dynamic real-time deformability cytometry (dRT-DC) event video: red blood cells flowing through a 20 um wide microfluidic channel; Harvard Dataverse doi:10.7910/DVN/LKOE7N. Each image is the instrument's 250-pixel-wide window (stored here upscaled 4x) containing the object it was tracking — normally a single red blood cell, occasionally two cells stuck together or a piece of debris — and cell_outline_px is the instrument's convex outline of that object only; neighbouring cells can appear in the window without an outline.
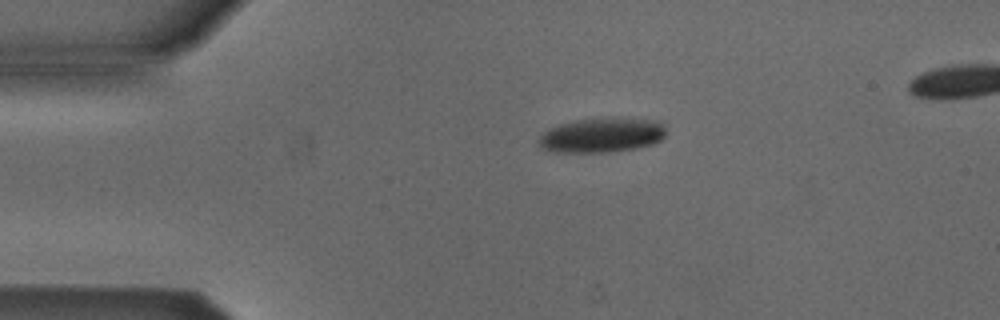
{"species": "Egyptian fruit bat (a non-hibernating species)", "species_latin": "Rousettus aegyptiacus", "temperature_condition": "cold", "stored_images_in_passage": 3, "camera_frame_rate_fps": 3000, "um_per_image_px": 0.085, "animal": {"sex": "male"}, "frame": {"image": 1, "passage_image": 1, "time_ms": 0.0, "image_size_px": [1000, 320], "cell_outline_px": [[664, 136], [660, 140], [652, 144], [636, 148], [612, 152], [556, 152], [544, 148], [536, 140], [548, 128], [560, 124], [576, 120], [644, 120], [660, 124], [664, 128]], "centroid_in_image_um": [51.07, 11.54], "position_along_channel_um": 33.9, "area_um2": 24.57}}